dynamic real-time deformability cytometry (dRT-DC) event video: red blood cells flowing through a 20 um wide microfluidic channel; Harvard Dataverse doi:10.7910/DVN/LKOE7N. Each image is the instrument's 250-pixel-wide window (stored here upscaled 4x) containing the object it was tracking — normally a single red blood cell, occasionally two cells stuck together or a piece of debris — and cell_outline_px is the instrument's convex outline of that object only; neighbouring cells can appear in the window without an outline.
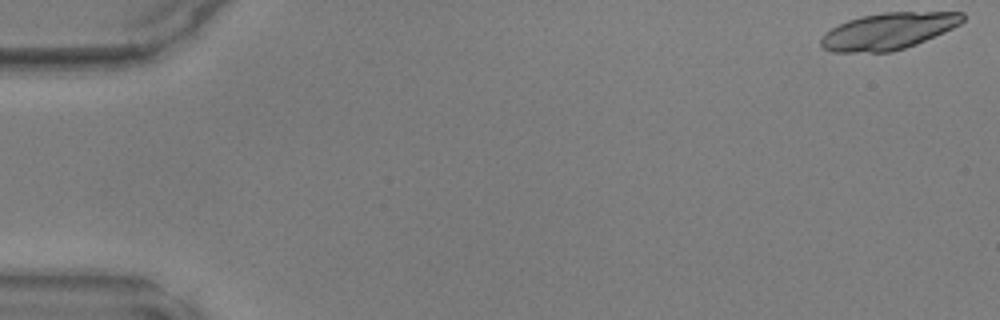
{"species": "common noctule bat (a hibernating species)", "species_latin": "Nyctalus noctula", "temperature_condition": "warm", "stored_images_in_passage": 17, "camera_frame_rate_fps": 3000, "um_per_image_px": 0.085, "animal": {"sex": "male", "body_mass_g": 17.9, "forearm_length_mm": 54.2}, "frame": {"image": 1, "passage_image": 1, "time_ms": 0.0, "image_size_px": [1000, 320], "cell_outline_px": [[964, 20], [960, 24], [944, 32], [916, 44], [892, 52], [832, 52], [824, 48], [820, 44], [820, 36], [832, 28], [848, 20], [860, 16], [884, 12], [964, 12]], "centroid_in_image_um": [75.49, 2.64], "position_along_channel_um": 9.5, "area_um2": 30.17}}